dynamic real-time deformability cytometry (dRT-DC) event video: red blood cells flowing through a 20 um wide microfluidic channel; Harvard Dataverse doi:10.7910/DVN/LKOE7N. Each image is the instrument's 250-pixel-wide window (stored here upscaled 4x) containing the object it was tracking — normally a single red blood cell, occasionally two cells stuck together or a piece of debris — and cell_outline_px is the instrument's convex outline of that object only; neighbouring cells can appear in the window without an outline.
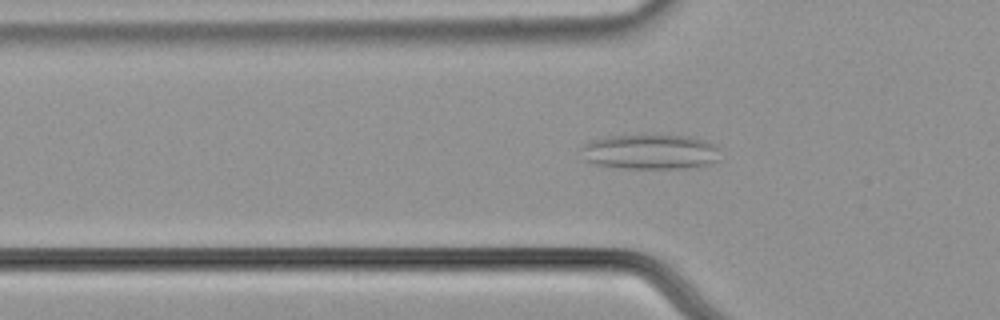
{"species": "common noctule bat (a hibernating species)", "species_latin": "Nyctalus noctula", "temperature_condition": "cold", "stored_images_in_passage": 53, "camera_frame_rate_fps": 3000, "um_per_image_px": 0.085, "animal": {"sex": "male", "body_mass_g": 21.5, "forearm_length_mm": 52.0}, "frame": {"image": 1, "passage_image": 15, "time_ms": 4.667, "image_size_px": [1000, 320], "cell_outline_px": [[720, 160], [708, 164], [684, 168], [624, 168], [596, 164], [584, 160], [580, 148], [584, 144], [592, 140], [608, 136], [688, 136], [704, 140], [716, 144], [720, 148]], "centroid_in_image_um": [55.3, 12.91], "position_along_channel_um": 70.5, "area_um2": 28.26}}
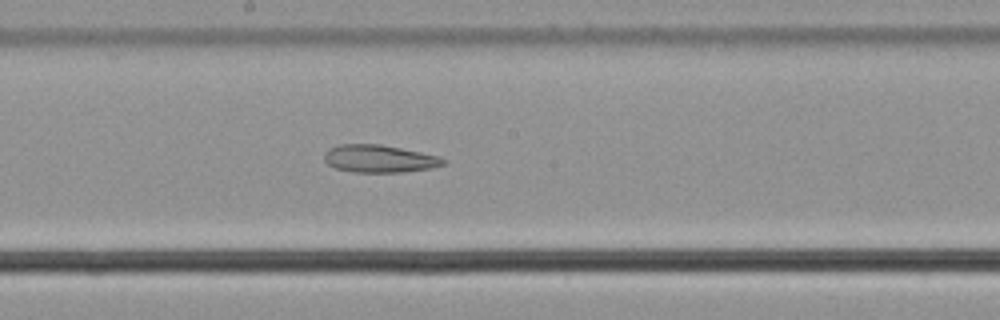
{"frame": {"image": 2, "passage_image": 27, "time_ms": 8.667, "image_size_px": [1000, 320], "cell_outline_px": [[448, 160], [444, 164], [432, 168], [400, 172], [352, 172], [336, 168], [328, 164], [324, 160], [324, 152], [328, 148], [340, 144], [380, 144], [440, 156]], "centroid_in_image_um": [32.23, 13.48], "position_along_channel_um": 216.0, "area_um2": 19.19}}
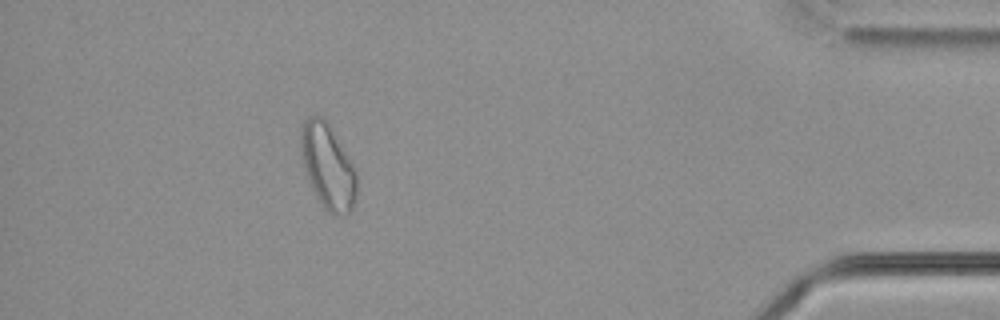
{"frame": {"image": 3, "passage_image": 47, "time_ms": 15.333, "image_size_px": [1000, 320], "cell_outline_px": [[356, 200], [348, 216], [336, 216], [328, 212], [324, 208], [316, 196], [308, 180], [300, 152], [300, 132], [308, 116], [324, 116], [332, 128], [352, 164], [356, 172]], "centroid_in_image_um": [27.86, 14.17], "position_along_channel_um": 407.3, "area_um2": 27.74}}